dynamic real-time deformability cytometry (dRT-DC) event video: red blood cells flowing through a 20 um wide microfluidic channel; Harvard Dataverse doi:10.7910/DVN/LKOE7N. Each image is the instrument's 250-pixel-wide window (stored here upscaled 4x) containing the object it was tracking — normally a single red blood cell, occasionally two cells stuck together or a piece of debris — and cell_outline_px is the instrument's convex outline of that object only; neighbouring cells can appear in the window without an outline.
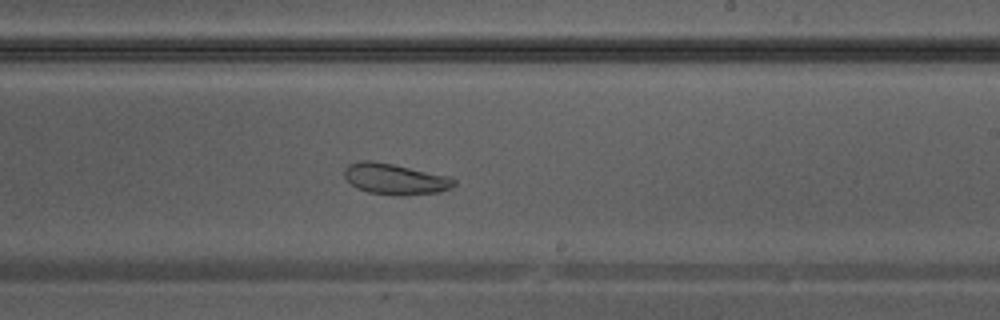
{"species": "Egyptian fruit bat (a non-hibernating species)", "species_latin": "Rousettus aegyptiacus", "temperature_condition": "warm", "stored_images_in_passage": 39, "camera_frame_rate_fps": 3000, "um_per_image_px": 0.085, "animal": {"sex": "male"}, "frame": {"image": 1, "passage_image": 23, "time_ms": 7.333, "image_size_px": [1000, 320], "cell_outline_px": [[456, 184], [440, 192], [404, 196], [396, 196], [368, 192], [356, 188], [344, 176], [344, 168], [348, 164], [360, 160], [368, 160], [392, 164], [448, 176], [456, 180]], "centroid_in_image_um": [33.55, 15.23], "position_along_channel_um": 255.4, "area_um2": 19.77}}
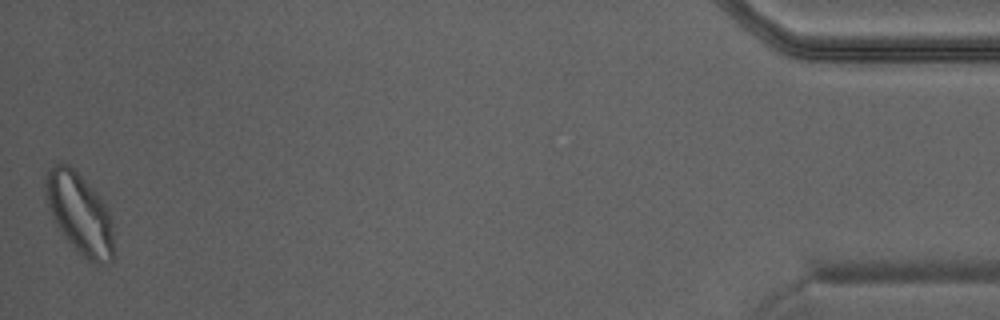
{"frame": {"image": 2, "passage_image": 39, "time_ms": 12.667, "image_size_px": [1000, 320], "cell_outline_px": [[112, 260], [108, 264], [96, 264], [88, 260], [64, 236], [56, 224], [52, 216], [44, 196], [44, 184], [48, 168], [56, 164], [68, 164], [80, 176], [104, 204], [112, 220]], "centroid_in_image_um": [6.73, 18.15], "position_along_channel_um": 428.5, "area_um2": 31.33}}